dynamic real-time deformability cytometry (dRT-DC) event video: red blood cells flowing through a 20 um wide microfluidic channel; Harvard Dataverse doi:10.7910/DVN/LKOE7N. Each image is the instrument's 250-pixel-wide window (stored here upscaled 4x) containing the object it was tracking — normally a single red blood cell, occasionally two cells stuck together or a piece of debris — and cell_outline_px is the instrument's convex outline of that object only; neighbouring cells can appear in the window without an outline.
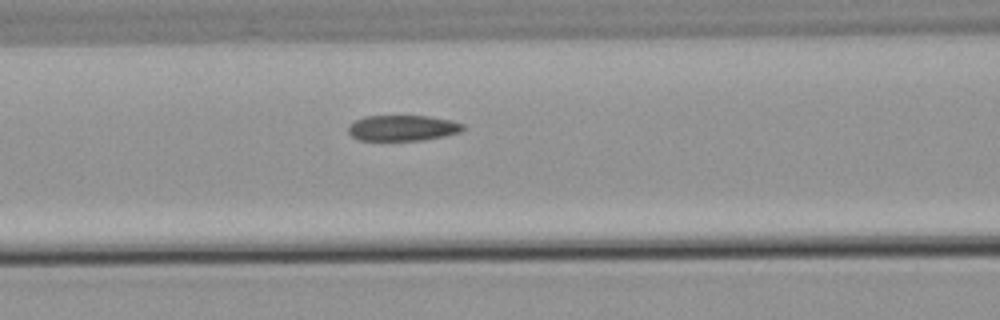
{"species": "common noctule bat (a hibernating species)", "species_latin": "Nyctalus noctula", "temperature_condition": "warm", "stored_images_in_passage": 8, "segment_of_instrument_passage": [1, 2], "camera_frame_rate_fps": 3000, "um_per_image_px": 0.085, "animal": {"sex": "male", "body_mass_g": 21.5, "forearm_length_mm": 52.0}, "frame": {"image": 1, "passage_image": 7, "time_ms": 8.0, "image_size_px": [1000, 320], "cell_outline_px": [[464, 128], [460, 132], [444, 136], [424, 140], [360, 140], [352, 136], [348, 132], [348, 128], [356, 120], [364, 116], [428, 116], [448, 120], [464, 124]], "centroid_in_image_um": [34.23, 10.88], "position_along_channel_um": 132.4, "area_um2": 16.99}}